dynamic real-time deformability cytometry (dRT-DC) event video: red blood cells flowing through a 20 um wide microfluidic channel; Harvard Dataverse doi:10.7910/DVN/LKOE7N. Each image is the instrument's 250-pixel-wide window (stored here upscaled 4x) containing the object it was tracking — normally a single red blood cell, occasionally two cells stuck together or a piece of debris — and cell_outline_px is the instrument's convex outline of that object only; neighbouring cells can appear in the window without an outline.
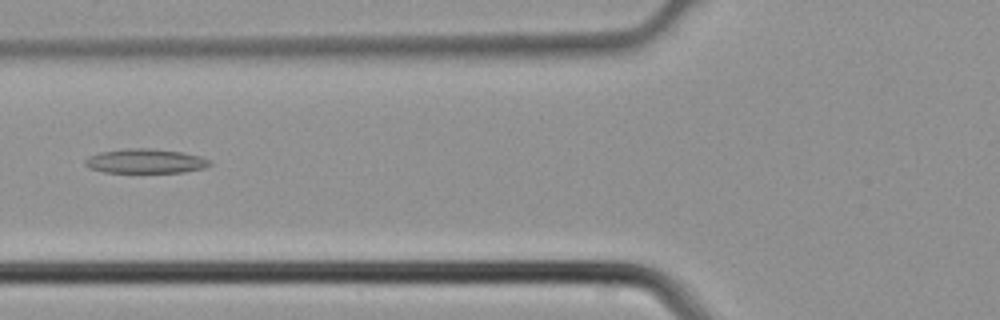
{"species": "common noctule bat (a hibernating species)", "species_latin": "Nyctalus noctula", "temperature_condition": "cold", "stored_images_in_passage": 4, "camera_frame_rate_fps": 3000, "um_per_image_px": 0.085, "animal": {"sex": "male", "body_mass_g": 21.5, "forearm_length_mm": 52.0}, "frame": {"image": 1, "passage_image": 4, "time_ms": 1.0, "image_size_px": [1000, 320], "cell_outline_px": [[212, 164], [204, 168], [184, 172], [104, 172], [88, 168], [84, 164], [84, 160], [88, 156], [100, 152], [128, 148], [152, 148], [180, 152], [200, 156], [212, 160]], "centroid_in_image_um": [12.36, 13.69], "position_along_channel_um": 113.4, "area_um2": 17.8}}